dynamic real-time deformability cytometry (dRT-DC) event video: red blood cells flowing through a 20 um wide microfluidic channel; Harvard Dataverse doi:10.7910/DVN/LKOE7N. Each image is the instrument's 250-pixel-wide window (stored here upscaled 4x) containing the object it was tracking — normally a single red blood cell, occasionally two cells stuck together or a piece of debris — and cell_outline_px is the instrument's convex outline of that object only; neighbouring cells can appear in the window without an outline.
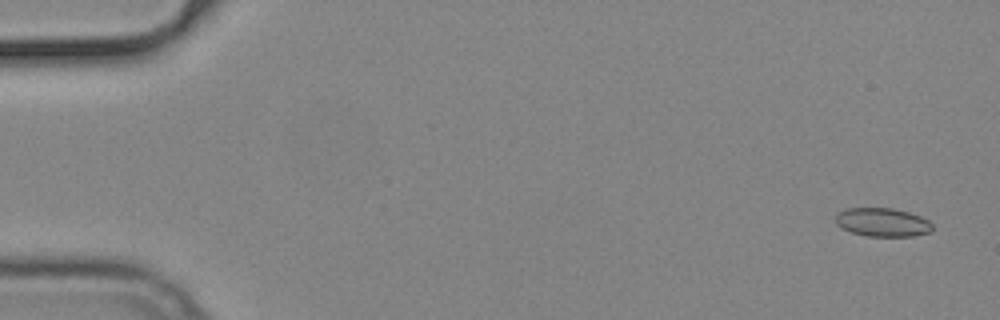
{"species": "common noctule bat (a hibernating species)", "species_latin": "Nyctalus noctula", "temperature_condition": "cold", "stored_images_in_passage": 51, "camera_frame_rate_fps": 3000, "um_per_image_px": 0.085, "animal": {"sex": "male", "body_mass_g": 19.2, "forearm_length_mm": 51.8}, "frame": {"image": 1, "passage_image": 2, "time_ms": 0.333, "image_size_px": [1000, 320], "cell_outline_px": [[932, 232], [912, 236], [864, 236], [852, 232], [836, 224], [836, 216], [840, 212], [848, 208], [892, 208], [908, 212], [920, 216], [928, 220], [932, 224]], "centroid_in_image_um": [75.04, 18.9], "position_along_channel_um": 10.0, "area_um2": 16.01}}
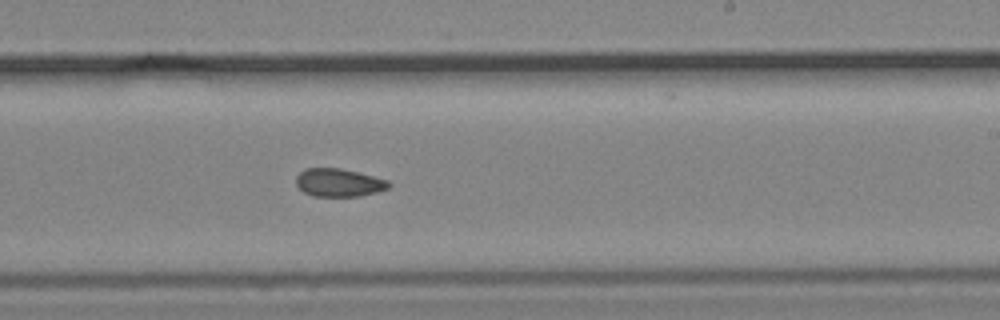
{"frame": {"image": 2, "passage_image": 33, "time_ms": 10.667, "image_size_px": [1000, 320], "cell_outline_px": [[392, 184], [388, 188], [376, 192], [360, 196], [312, 196], [304, 192], [296, 184], [296, 176], [304, 168], [340, 168], [388, 180]], "centroid_in_image_um": [28.78, 15.52], "position_along_channel_um": 260.2, "area_um2": 15.09}}
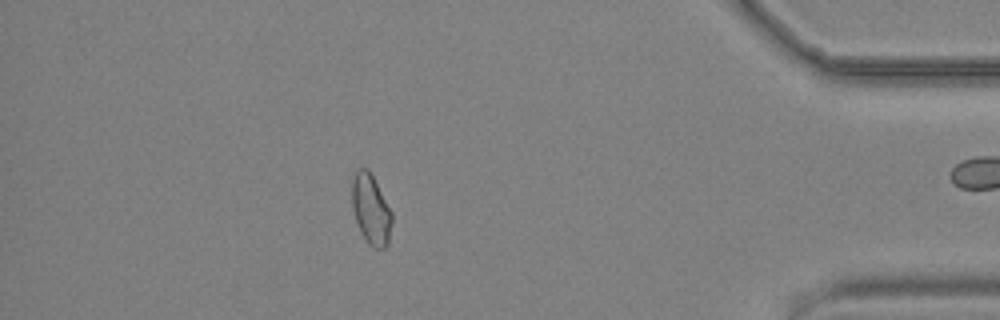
{"frame": {"image": 3, "passage_image": 48, "time_ms": 15.667, "image_size_px": [1000, 320], "cell_outline_px": [[392, 220], [388, 244], [384, 248], [376, 248], [368, 244], [360, 232], [352, 208], [352, 180], [356, 172], [360, 168], [368, 168], [392, 212]], "centroid_in_image_um": [31.53, 17.82], "position_along_channel_um": 403.7, "area_um2": 16.18}}